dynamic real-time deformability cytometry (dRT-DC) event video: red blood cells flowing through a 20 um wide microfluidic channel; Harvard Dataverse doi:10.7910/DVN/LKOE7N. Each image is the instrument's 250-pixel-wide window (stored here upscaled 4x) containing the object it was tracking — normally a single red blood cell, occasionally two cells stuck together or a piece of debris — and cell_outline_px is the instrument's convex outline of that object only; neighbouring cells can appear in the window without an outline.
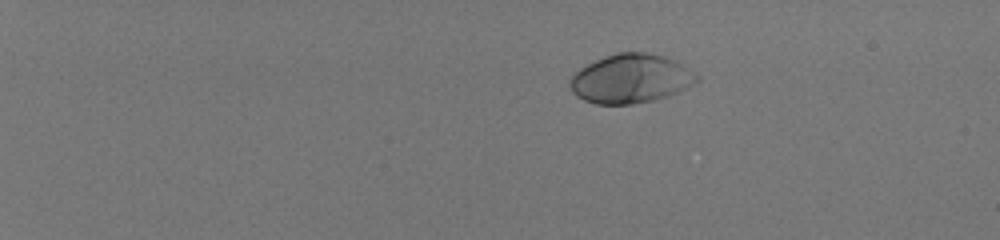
{"species": "human", "species_latin": "Homo sapiens", "temperature_condition": "room temperature", "stored_images_in_passage": 43, "camera_frame_rate_fps": 3000, "um_per_image_px": 0.085, "donor": {"sex": "male"}, "frame": {"image": 1, "passage_image": 1, "time_ms": 0.0, "image_size_px": [1000, 240], "cell_outline_px": [[700, 80], [696, 84], [668, 96], [652, 100], [632, 104], [596, 104], [584, 100], [576, 96], [572, 92], [568, 84], [568, 80], [580, 68], [604, 56], [616, 52], [644, 52], [664, 56], [688, 68], [700, 76]], "centroid_in_image_um": [53.6, 6.69], "position_along_channel_um": 31.4, "area_um2": 36.3}}
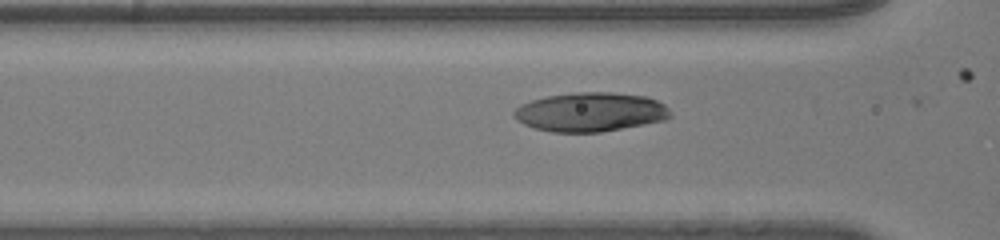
{"frame": {"image": 2, "passage_image": 19, "time_ms": 6.0, "image_size_px": [1000, 240], "cell_outline_px": [[672, 116], [664, 120], [644, 124], [600, 132], [552, 132], [536, 128], [524, 124], [516, 120], [512, 116], [512, 112], [520, 104], [532, 100], [548, 96], [576, 92], [612, 92], [648, 96], [664, 104], [672, 112]], "centroid_in_image_um": [50.18, 9.51], "position_along_channel_um": 116.4, "area_um2": 35.72}}
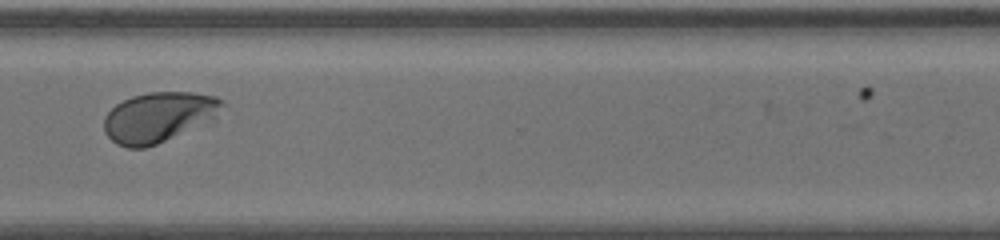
{"frame": {"image": 3, "passage_image": 37, "time_ms": 12.0, "image_size_px": [1000, 240], "cell_outline_px": [[224, 104], [212, 116], [156, 144], [144, 148], [128, 148], [116, 144], [104, 132], [104, 116], [116, 104], [132, 96], [148, 92], [192, 92], [216, 96], [224, 100]], "centroid_in_image_um": [13.37, 9.93], "position_along_channel_um": 357.2, "area_um2": 33.35}}